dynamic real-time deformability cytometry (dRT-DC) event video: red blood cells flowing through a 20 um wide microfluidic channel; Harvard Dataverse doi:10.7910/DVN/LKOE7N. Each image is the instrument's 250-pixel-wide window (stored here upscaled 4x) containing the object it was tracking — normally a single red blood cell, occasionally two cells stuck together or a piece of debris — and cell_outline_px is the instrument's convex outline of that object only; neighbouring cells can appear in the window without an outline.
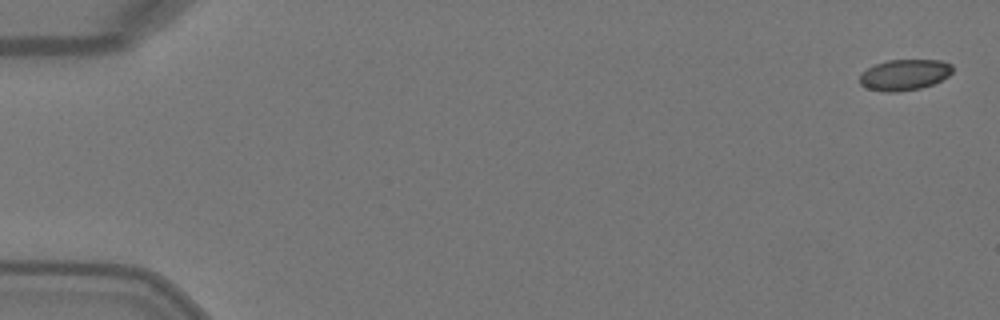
{"species": "Egyptian fruit bat (a non-hibernating species)", "species_latin": "Rousettus aegyptiacus", "temperature_condition": "warm", "stored_images_in_passage": 4, "camera_frame_rate_fps": 3000, "um_per_image_px": 0.085, "animal": {"sex": "female"}, "frame": {"image": 1, "passage_image": 1, "time_ms": 0.0, "image_size_px": [1000, 320], "cell_outline_px": [[952, 72], [948, 76], [932, 84], [920, 88], [896, 92], [888, 92], [868, 88], [860, 84], [860, 72], [876, 64], [888, 60], [940, 60], [952, 64]], "centroid_in_image_um": [76.87, 6.35], "position_along_channel_um": 8.1, "area_um2": 16.59}}
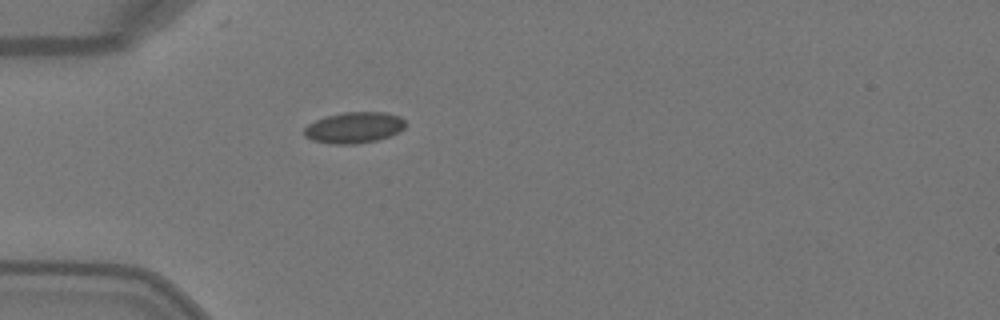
{"frame": {"image": 2, "passage_image": 4, "time_ms": 1.0, "image_size_px": [1000, 320], "cell_outline_px": [[408, 124], [400, 132], [376, 140], [356, 144], [332, 144], [312, 140], [304, 136], [304, 128], [308, 124], [324, 116], [344, 112], [384, 112], [400, 116]], "centroid_in_image_um": [30.1, 10.84], "position_along_channel_um": 54.9, "area_um2": 18.5}}